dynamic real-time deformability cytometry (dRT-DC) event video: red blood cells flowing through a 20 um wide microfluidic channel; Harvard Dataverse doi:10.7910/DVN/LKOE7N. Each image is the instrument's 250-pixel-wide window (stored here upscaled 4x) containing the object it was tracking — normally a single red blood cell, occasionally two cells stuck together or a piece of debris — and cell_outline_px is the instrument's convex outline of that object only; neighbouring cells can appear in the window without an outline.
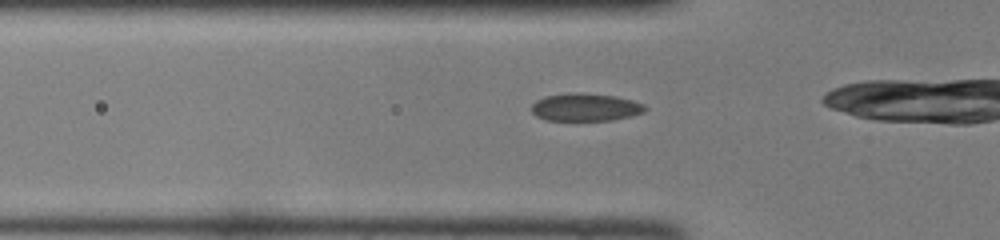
{"species": "common noctule bat (a hibernating species)", "species_latin": "Nyctalus noctula", "temperature_condition": "room temperature", "stored_images_in_passage": 20, "camera_frame_rate_fps": 3000, "um_per_image_px": 0.085, "animal": {"sex": "female", "body_mass_g": 22.0, "forearm_length_mm": 56.7}, "frame": {"image": 1, "passage_image": 6, "time_ms": 1.667, "image_size_px": [1000, 240], "cell_outline_px": [[648, 108], [644, 112], [612, 120], [544, 120], [536, 116], [532, 112], [532, 104], [536, 100], [548, 96], [580, 92], [616, 96], [632, 100], [644, 104]], "centroid_in_image_um": [49.77, 9.11], "position_along_channel_um": 76.0, "area_um2": 18.21}}
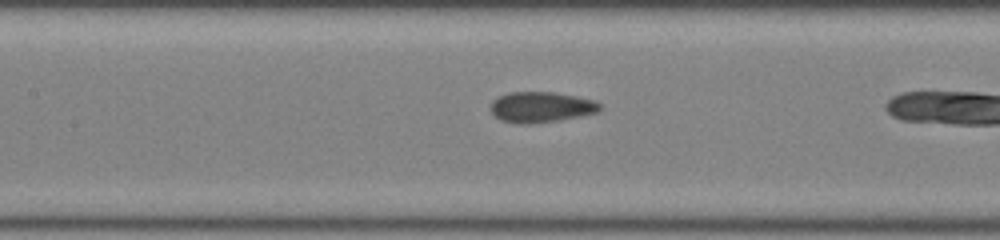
{"frame": {"image": 2, "passage_image": 12, "time_ms": 3.667, "image_size_px": [1000, 240], "cell_outline_px": [[600, 108], [596, 112], [556, 120], [528, 124], [516, 124], [500, 120], [492, 112], [492, 100], [508, 92], [552, 92], [576, 96], [592, 100], [600, 104]], "centroid_in_image_um": [45.93, 9.1], "position_along_channel_um": 161.5, "area_um2": 19.07}}
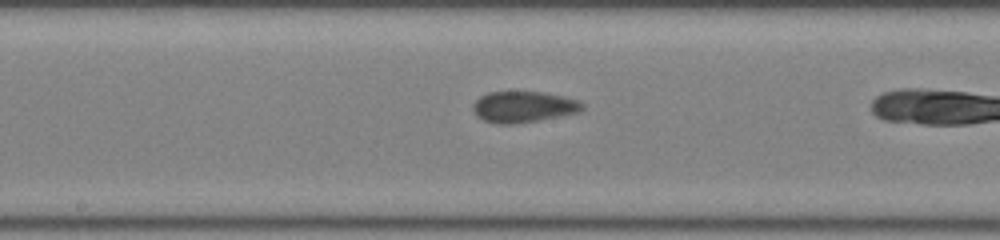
{"frame": {"image": 3, "passage_image": 15, "time_ms": 4.667, "image_size_px": [1000, 240], "cell_outline_px": [[584, 108], [576, 112], [536, 120], [512, 124], [500, 124], [484, 120], [472, 108], [472, 104], [480, 96], [488, 92], [544, 92], [580, 100], [584, 104]], "centroid_in_image_um": [44.49, 9.06], "position_along_channel_um": 203.7, "area_um2": 19.42}}